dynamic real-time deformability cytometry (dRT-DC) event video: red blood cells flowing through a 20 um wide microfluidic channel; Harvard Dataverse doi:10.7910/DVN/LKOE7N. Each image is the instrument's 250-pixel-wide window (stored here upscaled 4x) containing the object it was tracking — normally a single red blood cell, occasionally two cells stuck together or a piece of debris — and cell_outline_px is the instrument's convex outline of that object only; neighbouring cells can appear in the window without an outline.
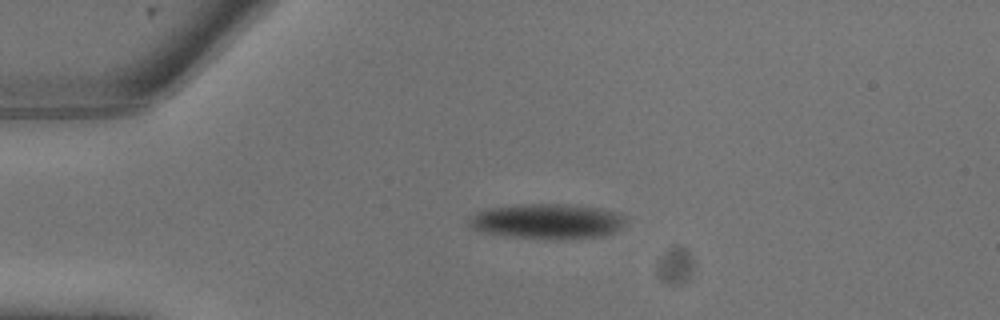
{"species": "common noctule bat (a hibernating species)", "species_latin": "Nyctalus noctula", "temperature_condition": "warm", "stored_images_in_passage": 24, "camera_frame_rate_fps": 3000, "um_per_image_px": 0.085, "animal": {"sex": "male", "body_mass_g": 13.3}, "frame": {"image": 1, "passage_image": 5, "time_ms": 1.333, "image_size_px": [1000, 320], "cell_outline_px": [[624, 224], [616, 232], [604, 236], [560, 240], [552, 240], [508, 236], [480, 232], [468, 228], [468, 220], [476, 212], [492, 208], [532, 204], [568, 204], [600, 208], [624, 216]], "centroid_in_image_um": [46.5, 18.84], "position_along_channel_um": 38.5, "area_um2": 32.19}}
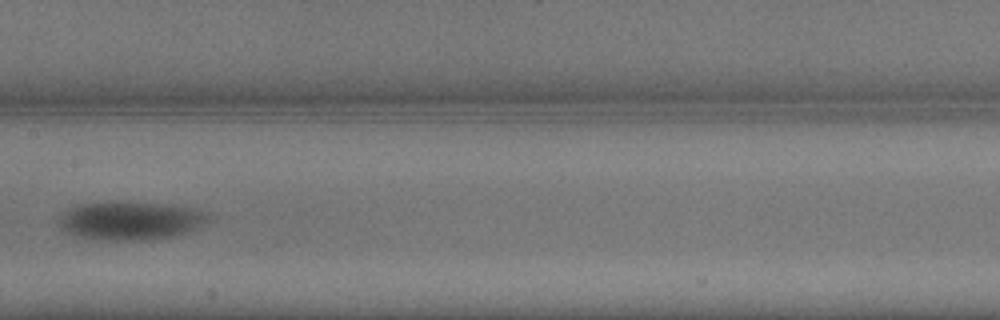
{"frame": {"image": 2, "passage_image": 12, "time_ms": 3.667, "image_size_px": [1000, 320], "cell_outline_px": [[204, 216], [188, 232], [176, 236], [140, 240], [112, 240], [80, 236], [68, 232], [60, 224], [60, 216], [68, 208], [76, 204], [128, 200], [168, 204], [192, 208], [200, 212]], "centroid_in_image_um": [10.96, 18.71], "position_along_channel_um": 196.4, "area_um2": 32.66}}
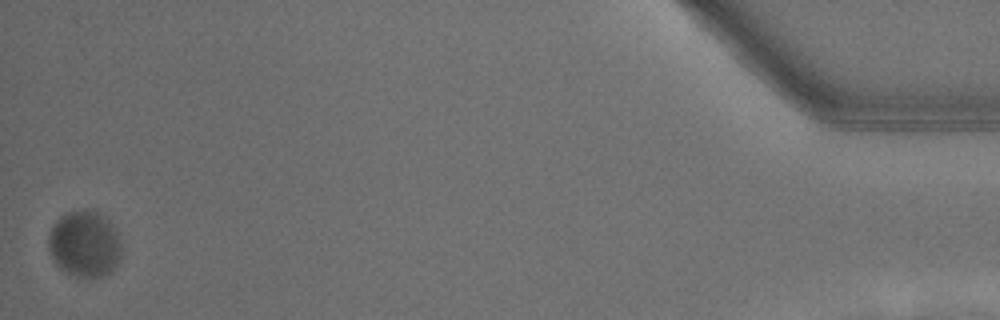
{"frame": {"image": 3, "passage_image": 24, "time_ms": 7.667, "image_size_px": [1000, 320], "cell_outline_px": [[120, 256], [112, 272], [104, 276], [76, 276], [60, 268], [52, 256], [48, 248], [48, 236], [56, 220], [60, 216], [68, 212], [96, 212], [108, 220], [112, 224], [120, 240]], "centroid_in_image_um": [7.19, 20.75], "position_along_channel_um": 428.0, "area_um2": 27.51}}